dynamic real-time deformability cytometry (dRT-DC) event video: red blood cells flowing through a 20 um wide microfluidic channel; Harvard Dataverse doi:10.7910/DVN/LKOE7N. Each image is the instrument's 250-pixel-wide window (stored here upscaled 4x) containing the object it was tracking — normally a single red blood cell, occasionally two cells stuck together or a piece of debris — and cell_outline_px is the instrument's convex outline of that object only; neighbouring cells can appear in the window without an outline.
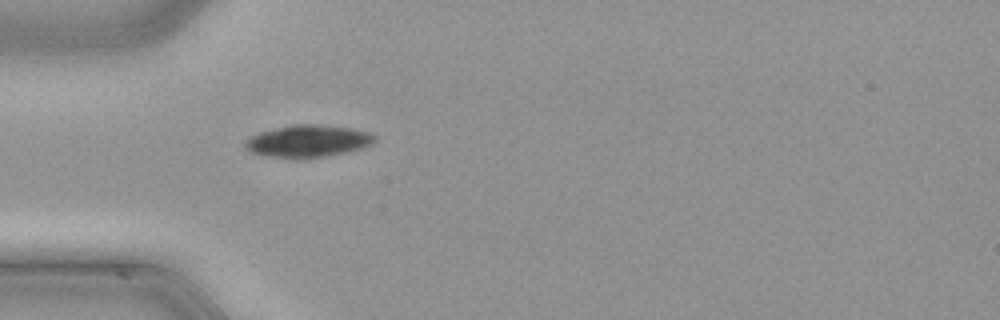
{"species": "common noctule bat (a hibernating species)", "species_latin": "Nyctalus noctula", "temperature_condition": "cold", "stored_images_in_passage": 37, "camera_frame_rate_fps": 3000, "um_per_image_px": 0.085, "animal": {"sex": "male", "body_mass_g": 21.5, "forearm_length_mm": 52.0}, "frame": {"image": 1, "passage_image": 3, "time_ms": 0.667, "image_size_px": [1000, 320], "cell_outline_px": [[376, 140], [372, 144], [360, 148], [344, 152], [304, 160], [292, 160], [268, 156], [252, 152], [244, 148], [244, 140], [260, 132], [292, 124], [312, 124], [352, 128], [368, 132], [376, 136]], "centroid_in_image_um": [26.14, 12.01], "position_along_channel_um": 58.9, "area_um2": 24.51}}
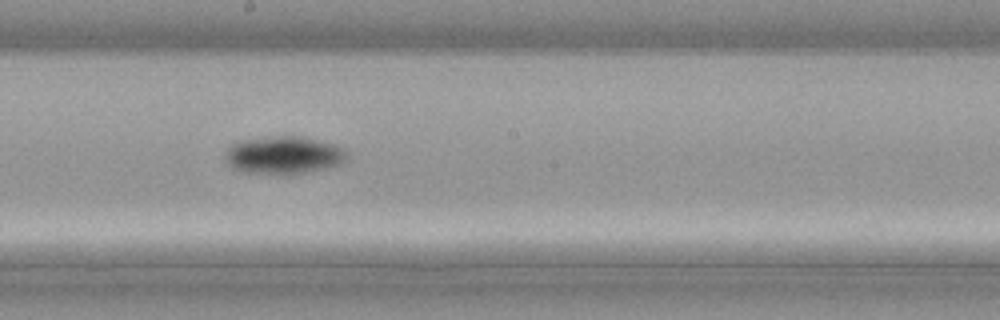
{"frame": {"image": 2, "passage_image": 15, "time_ms": 4.667, "image_size_px": [1000, 320], "cell_outline_px": [[348, 156], [340, 164], [324, 168], [284, 176], [244, 172], [232, 168], [228, 164], [224, 156], [228, 148], [232, 144], [240, 140], [272, 136], [304, 136], [336, 144], [344, 148], [348, 152]], "centroid_in_image_um": [24.11, 13.19], "position_along_channel_um": 224.1, "area_um2": 27.28}}
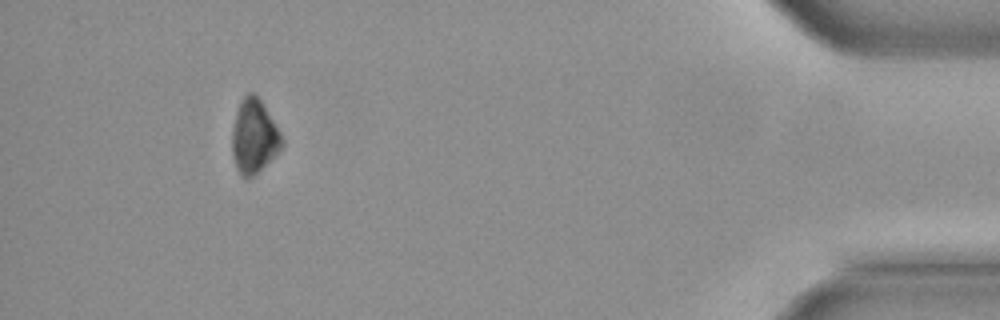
{"frame": {"image": 3, "passage_image": 33, "time_ms": 10.667, "image_size_px": [1000, 320], "cell_outline_px": [[284, 144], [280, 152], [248, 180], [240, 176], [236, 168], [232, 152], [232, 128], [236, 112], [240, 100], [248, 92], [252, 92], [264, 104], [280, 132]], "centroid_in_image_um": [21.59, 11.62], "position_along_channel_um": 413.6, "area_um2": 21.68}}